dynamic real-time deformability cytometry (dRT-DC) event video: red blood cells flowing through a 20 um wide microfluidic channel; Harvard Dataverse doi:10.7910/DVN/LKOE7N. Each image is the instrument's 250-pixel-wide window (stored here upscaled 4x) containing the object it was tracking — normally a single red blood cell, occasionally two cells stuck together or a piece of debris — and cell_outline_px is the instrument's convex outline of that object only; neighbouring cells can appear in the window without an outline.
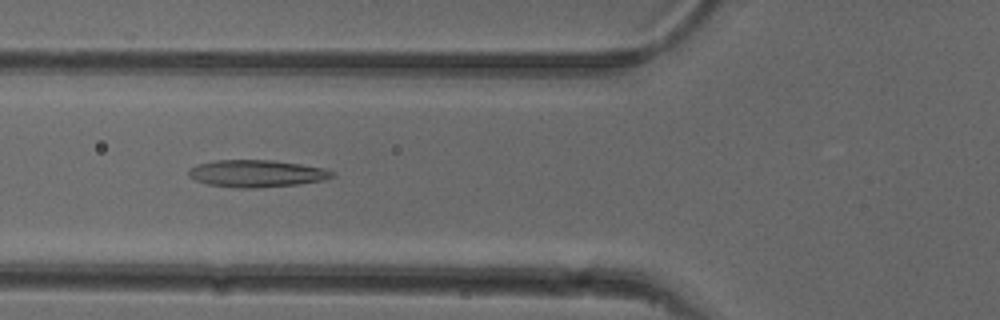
{"species": "common noctule bat (a hibernating species)", "species_latin": "Nyctalus noctula", "temperature_condition": "cold", "stored_images_in_passage": 46, "camera_frame_rate_fps": 3000, "um_per_image_px": 0.085, "animal": {"sex": "female"}, "frame": {"image": 1, "passage_image": 19, "time_ms": 6.0, "image_size_px": [1000, 320], "cell_outline_px": [[336, 176], [324, 180], [296, 184], [256, 188], [236, 188], [208, 184], [196, 180], [188, 176], [188, 168], [196, 164], [216, 160], [272, 160], [300, 164], [324, 168], [336, 172]], "centroid_in_image_um": [21.81, 14.74], "position_along_channel_um": 104.0, "area_um2": 22.83}}
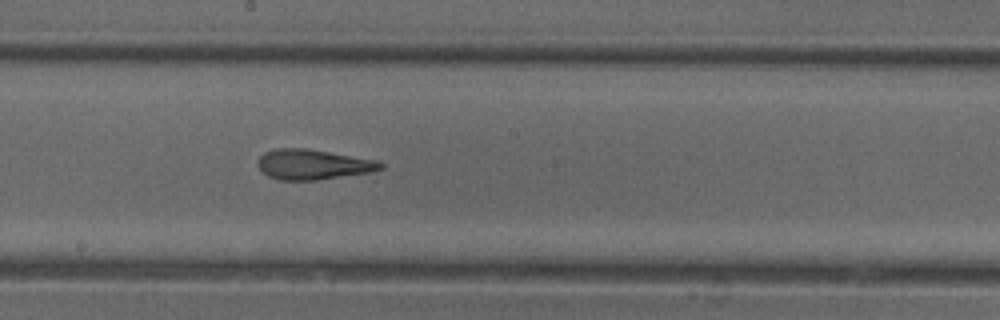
{"frame": {"image": 2, "passage_image": 28, "time_ms": 9.0, "image_size_px": [1000, 320], "cell_outline_px": [[384, 168], [372, 172], [316, 180], [280, 180], [268, 176], [256, 164], [260, 156], [264, 152], [276, 148], [304, 148], [376, 160], [384, 164]], "centroid_in_image_um": [26.59, 13.98], "position_along_channel_um": 221.6, "area_um2": 21.44}}
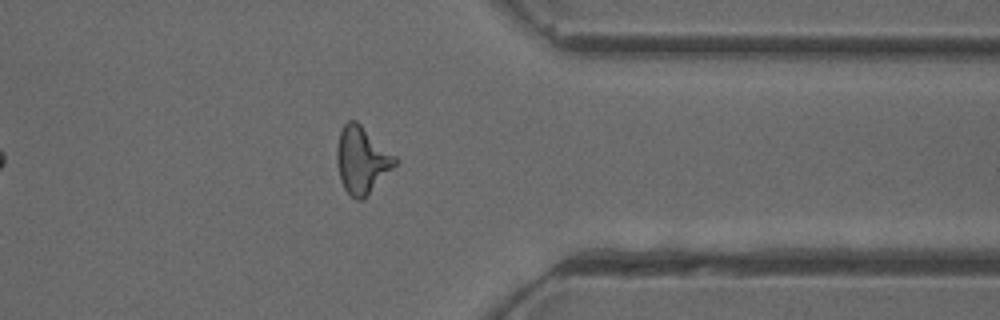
{"frame": {"image": 3, "passage_image": 41, "time_ms": 13.333, "image_size_px": [1000, 320], "cell_outline_px": [[400, 160], [364, 200], [356, 200], [344, 188], [340, 180], [336, 160], [336, 148], [340, 132], [344, 124], [348, 120], [356, 120], [396, 156]], "centroid_in_image_um": [30.76, 13.61], "position_along_channel_um": 380.6, "area_um2": 22.77}, "authors_computed_cell_mechanics": {"area_um2": 21.8773, "velocity_mm_per_s": 3.9003, "shape_relaxation_time_tau1_ms": null, "shape_relaxation_time_tau2_ms": 2.4268, "deformation_change_tau1": null, "deformation_change_tau2": 0.1303}}